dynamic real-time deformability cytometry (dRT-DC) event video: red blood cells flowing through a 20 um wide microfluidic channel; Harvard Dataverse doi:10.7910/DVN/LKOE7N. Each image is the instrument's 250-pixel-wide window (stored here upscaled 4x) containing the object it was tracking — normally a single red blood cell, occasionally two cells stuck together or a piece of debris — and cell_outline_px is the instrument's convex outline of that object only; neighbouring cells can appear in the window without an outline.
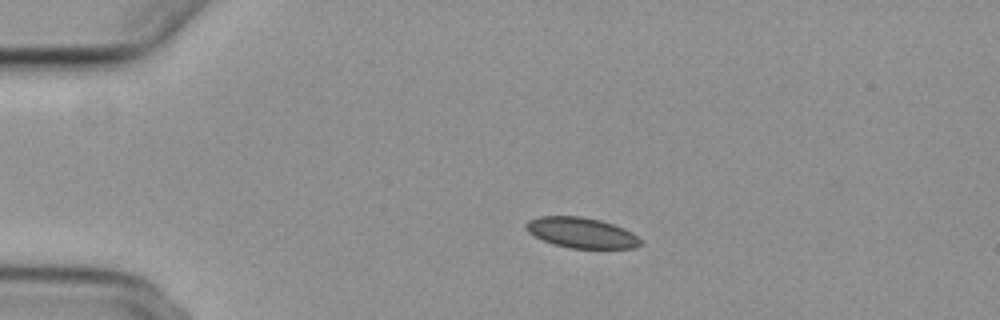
{"species": "common noctule bat (a hibernating species)", "species_latin": "Nyctalus noctula", "temperature_condition": "cold", "stored_images_in_passage": 45, "camera_frame_rate_fps": 3000, "um_per_image_px": 0.085, "animal": {"sex": "female", "body_mass_g": 29.2, "forearm_length_mm": 56.3}, "frame": {"image": 1, "passage_image": 1, "time_ms": 0.0, "image_size_px": [1000, 320], "cell_outline_px": [[644, 244], [636, 248], [568, 248], [544, 240], [528, 232], [524, 228], [524, 224], [528, 220], [540, 216], [580, 216], [600, 220], [624, 228], [632, 232], [644, 240]], "centroid_in_image_um": [49.47, 19.78], "position_along_channel_um": 35.5, "area_um2": 20.46}}
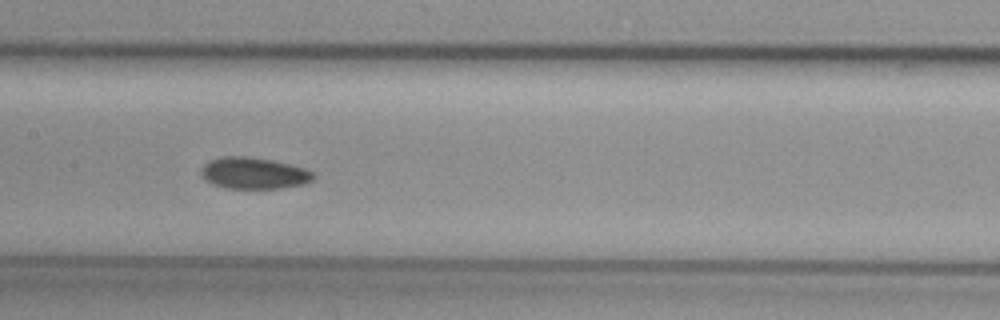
{"frame": {"image": 2, "passage_image": 17, "time_ms": 5.333, "image_size_px": [1000, 320], "cell_outline_px": [[316, 176], [312, 180], [304, 184], [284, 188], [224, 188], [212, 184], [204, 180], [200, 176], [200, 168], [208, 160], [220, 156], [248, 156], [272, 160], [304, 168], [312, 172]], "centroid_in_image_um": [21.51, 14.72], "position_along_channel_um": 185.9, "area_um2": 20.92}}
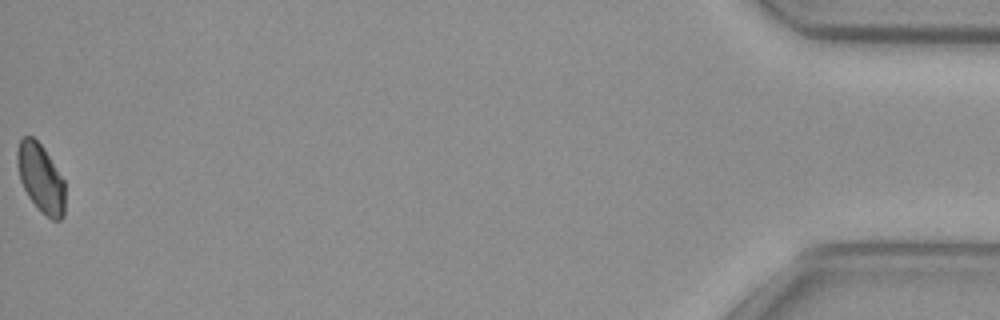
{"frame": {"image": 3, "passage_image": 45, "time_ms": 14.667, "image_size_px": [1000, 320], "cell_outline_px": [[64, 216], [60, 220], [52, 220], [28, 196], [20, 180], [16, 164], [16, 152], [20, 140], [24, 136], [32, 136], [44, 148], [64, 180]], "centroid_in_image_um": [3.45, 15.11], "position_along_channel_um": 431.7, "area_um2": 18.84}}